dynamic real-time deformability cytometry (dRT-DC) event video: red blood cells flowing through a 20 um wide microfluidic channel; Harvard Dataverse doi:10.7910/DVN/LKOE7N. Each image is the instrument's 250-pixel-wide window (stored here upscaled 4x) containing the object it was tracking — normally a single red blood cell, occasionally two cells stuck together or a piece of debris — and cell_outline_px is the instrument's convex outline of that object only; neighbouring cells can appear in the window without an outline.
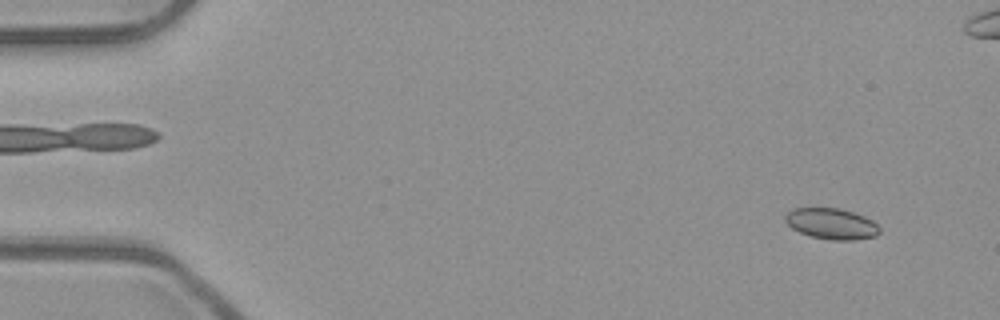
{"species": "common noctule bat (a hibernating species)", "species_latin": "Nyctalus noctula", "temperature_condition": "room temperature", "stored_images_in_passage": 54, "camera_frame_rate_fps": 3000, "um_per_image_px": 0.085, "animal": {"sex": "male", "body_mass_g": 23.1, "forearm_length_mm": 52.7}, "frame": {"image": 1, "passage_image": 4, "time_ms": 1.0, "image_size_px": [1000, 320], "cell_outline_px": [[880, 232], [876, 236], [852, 240], [832, 240], [812, 236], [800, 232], [792, 228], [784, 220], [784, 216], [792, 208], [840, 208], [864, 216], [872, 220], [880, 228]], "centroid_in_image_um": [70.68, 19.01], "position_along_channel_um": 14.3, "area_um2": 16.94}}
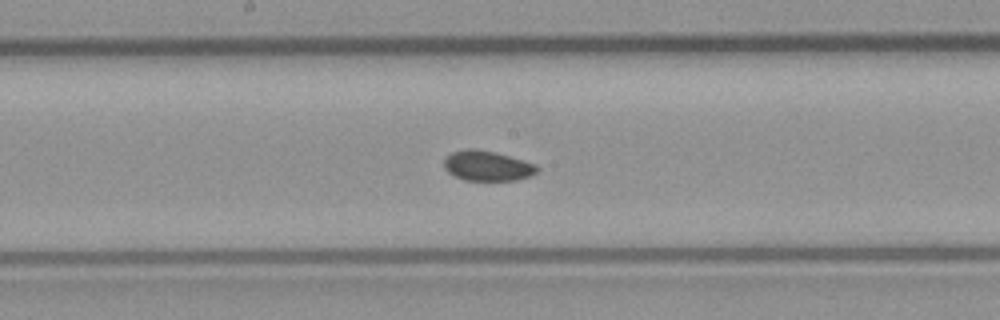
{"frame": {"image": 2, "passage_image": 28, "time_ms": 9.0, "image_size_px": [1000, 320], "cell_outline_px": [[540, 168], [536, 172], [528, 176], [516, 180], [464, 180], [448, 172], [444, 168], [444, 160], [452, 152], [468, 148], [476, 148], [496, 152], [524, 160], [536, 164]], "centroid_in_image_um": [41.43, 14.08], "position_along_channel_um": 206.8, "area_um2": 16.3}}
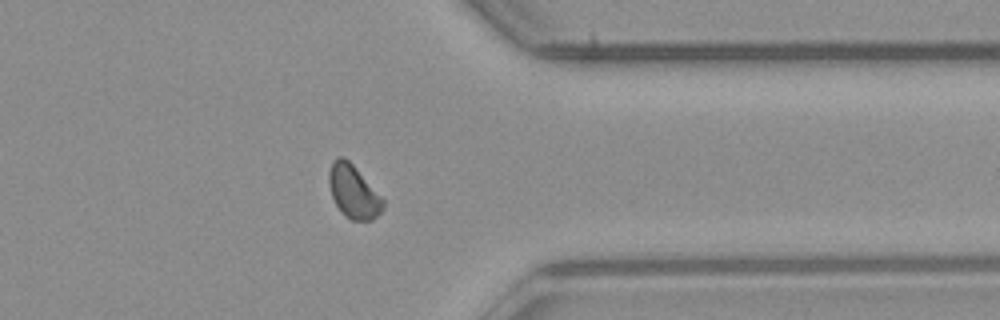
{"frame": {"image": 3, "passage_image": 42, "time_ms": 13.667, "image_size_px": [1000, 320], "cell_outline_px": [[384, 208], [372, 220], [352, 220], [344, 216], [336, 204], [332, 196], [328, 180], [328, 172], [332, 160], [336, 156], [344, 156], [352, 164], [384, 200]], "centroid_in_image_um": [30.01, 16.27], "position_along_channel_um": 381.4, "area_um2": 16.59}}